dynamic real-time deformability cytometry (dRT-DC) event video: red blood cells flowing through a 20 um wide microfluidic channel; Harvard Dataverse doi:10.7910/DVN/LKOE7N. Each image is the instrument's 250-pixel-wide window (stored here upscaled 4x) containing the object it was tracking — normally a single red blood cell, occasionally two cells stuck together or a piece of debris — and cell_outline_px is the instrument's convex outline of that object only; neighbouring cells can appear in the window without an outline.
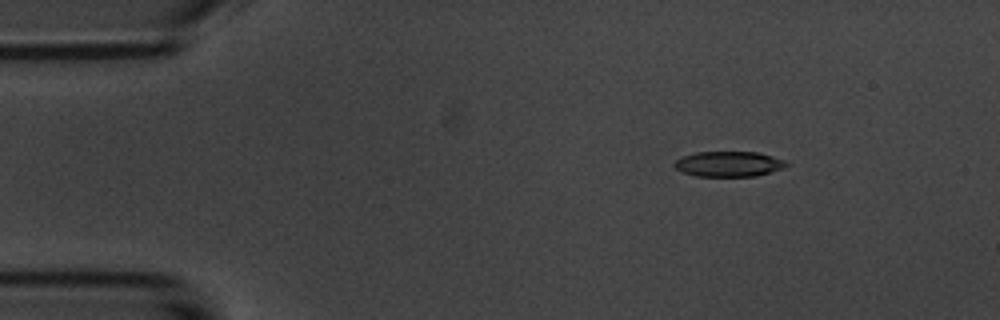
{"species": "common noctule bat (a hibernating species)", "species_latin": "Nyctalus noctula", "temperature_condition": "room temperature", "stored_images_in_passage": 5, "camera_frame_rate_fps": 3000, "um_per_image_px": 0.085, "animal": {"sex": "male", "body_mass_g": 20.1, "forearm_length_mm": 53.5}, "frame": {"image": 1, "passage_image": 2, "time_ms": 1.0, "image_size_px": [1000, 320], "cell_outline_px": [[788, 164], [784, 168], [756, 176], [696, 176], [680, 172], [672, 164], [680, 156], [696, 152], [756, 152], [772, 156], [784, 160]], "centroid_in_image_um": [61.89, 13.94], "position_along_channel_um": 23.1, "area_um2": 16.59}}
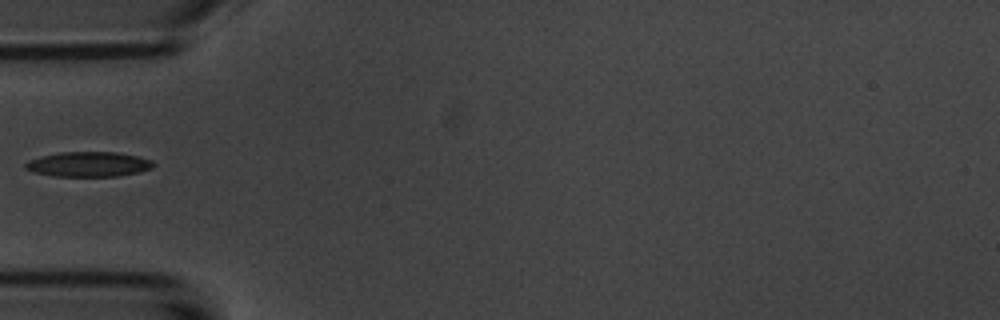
{"frame": {"image": 2, "passage_image": 5, "time_ms": 4.333, "image_size_px": [1000, 320], "cell_outline_px": [[156, 164], [152, 168], [140, 172], [116, 176], [52, 176], [36, 172], [24, 168], [24, 164], [28, 160], [60, 152], [116, 152], [136, 156], [152, 160]], "centroid_in_image_um": [7.55, 13.96], "position_along_channel_um": 77.4, "area_um2": 18.5}}